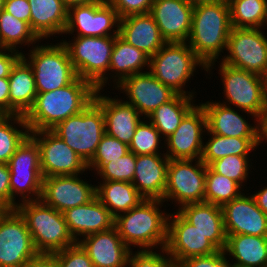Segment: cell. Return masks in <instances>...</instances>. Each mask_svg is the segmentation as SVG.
I'll return each mask as SVG.
<instances>
[{"mask_svg": "<svg viewBox=\"0 0 267 267\" xmlns=\"http://www.w3.org/2000/svg\"><path fill=\"white\" fill-rule=\"evenodd\" d=\"M98 183L100 185H96V197L114 217L138 206L145 199L131 182L100 181Z\"/></svg>", "mask_w": 267, "mask_h": 267, "instance_id": "33", "label": "cell"}, {"mask_svg": "<svg viewBox=\"0 0 267 267\" xmlns=\"http://www.w3.org/2000/svg\"><path fill=\"white\" fill-rule=\"evenodd\" d=\"M30 136L40 149L43 178L78 175L88 171L85 161L51 130L32 131Z\"/></svg>", "mask_w": 267, "mask_h": 267, "instance_id": "14", "label": "cell"}, {"mask_svg": "<svg viewBox=\"0 0 267 267\" xmlns=\"http://www.w3.org/2000/svg\"><path fill=\"white\" fill-rule=\"evenodd\" d=\"M3 10L16 19L27 22L31 27V9L28 0H5Z\"/></svg>", "mask_w": 267, "mask_h": 267, "instance_id": "48", "label": "cell"}, {"mask_svg": "<svg viewBox=\"0 0 267 267\" xmlns=\"http://www.w3.org/2000/svg\"><path fill=\"white\" fill-rule=\"evenodd\" d=\"M149 62L150 57L143 51L127 43L119 35L115 36L109 66L110 73L95 87L96 90H105L103 88L107 87V84L112 87V83L114 84L113 88H115L125 78L137 73L146 72L147 70L149 71ZM144 69L146 70L144 71ZM111 79L113 82L110 81Z\"/></svg>", "mask_w": 267, "mask_h": 267, "instance_id": "27", "label": "cell"}, {"mask_svg": "<svg viewBox=\"0 0 267 267\" xmlns=\"http://www.w3.org/2000/svg\"><path fill=\"white\" fill-rule=\"evenodd\" d=\"M37 253L25 219L6 210L0 217V267H22Z\"/></svg>", "mask_w": 267, "mask_h": 267, "instance_id": "15", "label": "cell"}, {"mask_svg": "<svg viewBox=\"0 0 267 267\" xmlns=\"http://www.w3.org/2000/svg\"><path fill=\"white\" fill-rule=\"evenodd\" d=\"M258 129H259V145L263 142H267V103L266 106L258 119ZM265 140V141H264Z\"/></svg>", "mask_w": 267, "mask_h": 267, "instance_id": "53", "label": "cell"}, {"mask_svg": "<svg viewBox=\"0 0 267 267\" xmlns=\"http://www.w3.org/2000/svg\"><path fill=\"white\" fill-rule=\"evenodd\" d=\"M207 118L202 105L196 104L182 119L177 129L165 141L169 159H200L203 150Z\"/></svg>", "mask_w": 267, "mask_h": 267, "instance_id": "17", "label": "cell"}, {"mask_svg": "<svg viewBox=\"0 0 267 267\" xmlns=\"http://www.w3.org/2000/svg\"><path fill=\"white\" fill-rule=\"evenodd\" d=\"M186 3L192 6L200 5V4H206V3H213L223 0H184Z\"/></svg>", "mask_w": 267, "mask_h": 267, "instance_id": "56", "label": "cell"}, {"mask_svg": "<svg viewBox=\"0 0 267 267\" xmlns=\"http://www.w3.org/2000/svg\"><path fill=\"white\" fill-rule=\"evenodd\" d=\"M26 51H16L0 47V78H8L11 68Z\"/></svg>", "mask_w": 267, "mask_h": 267, "instance_id": "50", "label": "cell"}, {"mask_svg": "<svg viewBox=\"0 0 267 267\" xmlns=\"http://www.w3.org/2000/svg\"><path fill=\"white\" fill-rule=\"evenodd\" d=\"M267 186V185H266ZM260 188L251 196L253 197L256 205L267 215V187Z\"/></svg>", "mask_w": 267, "mask_h": 267, "instance_id": "54", "label": "cell"}, {"mask_svg": "<svg viewBox=\"0 0 267 267\" xmlns=\"http://www.w3.org/2000/svg\"><path fill=\"white\" fill-rule=\"evenodd\" d=\"M231 29L228 0L193 6L192 26L187 44L207 65L208 75L213 72L211 70H216L215 62L219 63L217 60L224 56Z\"/></svg>", "mask_w": 267, "mask_h": 267, "instance_id": "1", "label": "cell"}, {"mask_svg": "<svg viewBox=\"0 0 267 267\" xmlns=\"http://www.w3.org/2000/svg\"><path fill=\"white\" fill-rule=\"evenodd\" d=\"M80 175L43 178L40 200L61 213L90 202L96 196V184H89Z\"/></svg>", "mask_w": 267, "mask_h": 267, "instance_id": "19", "label": "cell"}, {"mask_svg": "<svg viewBox=\"0 0 267 267\" xmlns=\"http://www.w3.org/2000/svg\"><path fill=\"white\" fill-rule=\"evenodd\" d=\"M163 140L165 139L154 125L147 118H143L135 129L132 141L129 144V150L135 155L165 154L162 149V147L165 148V146H162L165 145Z\"/></svg>", "mask_w": 267, "mask_h": 267, "instance_id": "40", "label": "cell"}, {"mask_svg": "<svg viewBox=\"0 0 267 267\" xmlns=\"http://www.w3.org/2000/svg\"><path fill=\"white\" fill-rule=\"evenodd\" d=\"M31 9V29L36 36L47 40L57 35L63 37L68 9L62 0H28Z\"/></svg>", "mask_w": 267, "mask_h": 267, "instance_id": "31", "label": "cell"}, {"mask_svg": "<svg viewBox=\"0 0 267 267\" xmlns=\"http://www.w3.org/2000/svg\"><path fill=\"white\" fill-rule=\"evenodd\" d=\"M168 164L166 154L136 155L132 184L145 199L163 200Z\"/></svg>", "mask_w": 267, "mask_h": 267, "instance_id": "26", "label": "cell"}, {"mask_svg": "<svg viewBox=\"0 0 267 267\" xmlns=\"http://www.w3.org/2000/svg\"><path fill=\"white\" fill-rule=\"evenodd\" d=\"M226 236L224 253L229 258L231 266L267 267V236L246 234Z\"/></svg>", "mask_w": 267, "mask_h": 267, "instance_id": "32", "label": "cell"}, {"mask_svg": "<svg viewBox=\"0 0 267 267\" xmlns=\"http://www.w3.org/2000/svg\"><path fill=\"white\" fill-rule=\"evenodd\" d=\"M163 203L159 199H144L138 206L115 217L114 227L131 250L133 247L137 250L165 248L169 213L160 209Z\"/></svg>", "mask_w": 267, "mask_h": 267, "instance_id": "3", "label": "cell"}, {"mask_svg": "<svg viewBox=\"0 0 267 267\" xmlns=\"http://www.w3.org/2000/svg\"><path fill=\"white\" fill-rule=\"evenodd\" d=\"M245 194L222 206L226 235L267 236V215Z\"/></svg>", "mask_w": 267, "mask_h": 267, "instance_id": "20", "label": "cell"}, {"mask_svg": "<svg viewBox=\"0 0 267 267\" xmlns=\"http://www.w3.org/2000/svg\"><path fill=\"white\" fill-rule=\"evenodd\" d=\"M206 168L201 159H169L163 201L174 202L178 209L204 202Z\"/></svg>", "mask_w": 267, "mask_h": 267, "instance_id": "11", "label": "cell"}, {"mask_svg": "<svg viewBox=\"0 0 267 267\" xmlns=\"http://www.w3.org/2000/svg\"><path fill=\"white\" fill-rule=\"evenodd\" d=\"M29 135L30 130L23 115H0V162L7 164Z\"/></svg>", "mask_w": 267, "mask_h": 267, "instance_id": "37", "label": "cell"}, {"mask_svg": "<svg viewBox=\"0 0 267 267\" xmlns=\"http://www.w3.org/2000/svg\"><path fill=\"white\" fill-rule=\"evenodd\" d=\"M51 131L88 164L105 134L102 108L93 100L79 114L58 123Z\"/></svg>", "mask_w": 267, "mask_h": 267, "instance_id": "7", "label": "cell"}, {"mask_svg": "<svg viewBox=\"0 0 267 267\" xmlns=\"http://www.w3.org/2000/svg\"><path fill=\"white\" fill-rule=\"evenodd\" d=\"M101 92L104 90H96L93 100L102 108L105 133L129 146L137 125L144 117L133 105L126 103L117 95L112 97Z\"/></svg>", "mask_w": 267, "mask_h": 267, "instance_id": "22", "label": "cell"}, {"mask_svg": "<svg viewBox=\"0 0 267 267\" xmlns=\"http://www.w3.org/2000/svg\"><path fill=\"white\" fill-rule=\"evenodd\" d=\"M207 118V130L210 133L226 137L259 138L258 119L251 113L248 118L238 113V109L224 105L216 100L201 101ZM237 110V111H235ZM254 120L251 124L248 119ZM253 125V126H252Z\"/></svg>", "mask_w": 267, "mask_h": 267, "instance_id": "21", "label": "cell"}, {"mask_svg": "<svg viewBox=\"0 0 267 267\" xmlns=\"http://www.w3.org/2000/svg\"><path fill=\"white\" fill-rule=\"evenodd\" d=\"M207 136L204 139L201 161L209 166L212 162L228 155H249L259 148V138L226 137L210 133L206 130Z\"/></svg>", "mask_w": 267, "mask_h": 267, "instance_id": "34", "label": "cell"}, {"mask_svg": "<svg viewBox=\"0 0 267 267\" xmlns=\"http://www.w3.org/2000/svg\"><path fill=\"white\" fill-rule=\"evenodd\" d=\"M159 251V253H158ZM131 250L128 267H178L165 248L159 250Z\"/></svg>", "mask_w": 267, "mask_h": 267, "instance_id": "44", "label": "cell"}, {"mask_svg": "<svg viewBox=\"0 0 267 267\" xmlns=\"http://www.w3.org/2000/svg\"><path fill=\"white\" fill-rule=\"evenodd\" d=\"M63 214L76 242L87 235L114 227L115 217L96 196L86 204L67 209Z\"/></svg>", "mask_w": 267, "mask_h": 267, "instance_id": "25", "label": "cell"}, {"mask_svg": "<svg viewBox=\"0 0 267 267\" xmlns=\"http://www.w3.org/2000/svg\"><path fill=\"white\" fill-rule=\"evenodd\" d=\"M5 0H0V12L4 9Z\"/></svg>", "mask_w": 267, "mask_h": 267, "instance_id": "59", "label": "cell"}, {"mask_svg": "<svg viewBox=\"0 0 267 267\" xmlns=\"http://www.w3.org/2000/svg\"><path fill=\"white\" fill-rule=\"evenodd\" d=\"M264 79H265V99L267 103V74L264 76Z\"/></svg>", "mask_w": 267, "mask_h": 267, "instance_id": "57", "label": "cell"}, {"mask_svg": "<svg viewBox=\"0 0 267 267\" xmlns=\"http://www.w3.org/2000/svg\"><path fill=\"white\" fill-rule=\"evenodd\" d=\"M6 210H7L6 208H4L2 205H0V217L4 214V212Z\"/></svg>", "mask_w": 267, "mask_h": 267, "instance_id": "58", "label": "cell"}, {"mask_svg": "<svg viewBox=\"0 0 267 267\" xmlns=\"http://www.w3.org/2000/svg\"><path fill=\"white\" fill-rule=\"evenodd\" d=\"M165 250L176 263L192 257L211 255L219 251L178 211L168 215Z\"/></svg>", "mask_w": 267, "mask_h": 267, "instance_id": "16", "label": "cell"}, {"mask_svg": "<svg viewBox=\"0 0 267 267\" xmlns=\"http://www.w3.org/2000/svg\"><path fill=\"white\" fill-rule=\"evenodd\" d=\"M267 33L263 28L232 27L222 63L261 76L267 74Z\"/></svg>", "mask_w": 267, "mask_h": 267, "instance_id": "12", "label": "cell"}, {"mask_svg": "<svg viewBox=\"0 0 267 267\" xmlns=\"http://www.w3.org/2000/svg\"><path fill=\"white\" fill-rule=\"evenodd\" d=\"M250 155H228L212 162L209 167L216 173L224 175L230 179H233L240 184L243 189L246 186L245 182L249 179L250 172L253 173L252 161L249 160ZM251 168V170H250ZM250 171V172H249Z\"/></svg>", "mask_w": 267, "mask_h": 267, "instance_id": "41", "label": "cell"}, {"mask_svg": "<svg viewBox=\"0 0 267 267\" xmlns=\"http://www.w3.org/2000/svg\"><path fill=\"white\" fill-rule=\"evenodd\" d=\"M242 188L233 179L218 174L207 166L204 202L222 207L224 204L241 196L244 193Z\"/></svg>", "mask_w": 267, "mask_h": 267, "instance_id": "39", "label": "cell"}, {"mask_svg": "<svg viewBox=\"0 0 267 267\" xmlns=\"http://www.w3.org/2000/svg\"><path fill=\"white\" fill-rule=\"evenodd\" d=\"M136 155L128 152L126 155L103 164L96 172L102 181H133L135 173Z\"/></svg>", "mask_w": 267, "mask_h": 267, "instance_id": "42", "label": "cell"}, {"mask_svg": "<svg viewBox=\"0 0 267 267\" xmlns=\"http://www.w3.org/2000/svg\"><path fill=\"white\" fill-rule=\"evenodd\" d=\"M22 267H59L54 253H37Z\"/></svg>", "mask_w": 267, "mask_h": 267, "instance_id": "51", "label": "cell"}, {"mask_svg": "<svg viewBox=\"0 0 267 267\" xmlns=\"http://www.w3.org/2000/svg\"><path fill=\"white\" fill-rule=\"evenodd\" d=\"M178 267H231L224 251L211 255L192 257L177 263Z\"/></svg>", "mask_w": 267, "mask_h": 267, "instance_id": "47", "label": "cell"}, {"mask_svg": "<svg viewBox=\"0 0 267 267\" xmlns=\"http://www.w3.org/2000/svg\"><path fill=\"white\" fill-rule=\"evenodd\" d=\"M36 44L22 57L30 64L37 93L52 91L71 84L77 74L65 45L57 43ZM27 55V56H26Z\"/></svg>", "mask_w": 267, "mask_h": 267, "instance_id": "6", "label": "cell"}, {"mask_svg": "<svg viewBox=\"0 0 267 267\" xmlns=\"http://www.w3.org/2000/svg\"><path fill=\"white\" fill-rule=\"evenodd\" d=\"M129 151V146L127 144L105 133L98 144L95 155L87 164L89 173L92 170H94V172L97 171L103 164L120 158Z\"/></svg>", "mask_w": 267, "mask_h": 267, "instance_id": "43", "label": "cell"}, {"mask_svg": "<svg viewBox=\"0 0 267 267\" xmlns=\"http://www.w3.org/2000/svg\"><path fill=\"white\" fill-rule=\"evenodd\" d=\"M204 70L207 65L195 54L187 42H167L149 62V72L177 94L195 97L196 91L185 90L186 83L193 79L194 73ZM185 88V89H184Z\"/></svg>", "mask_w": 267, "mask_h": 267, "instance_id": "5", "label": "cell"}, {"mask_svg": "<svg viewBox=\"0 0 267 267\" xmlns=\"http://www.w3.org/2000/svg\"><path fill=\"white\" fill-rule=\"evenodd\" d=\"M117 11L120 19L129 15L149 13L155 0H105Z\"/></svg>", "mask_w": 267, "mask_h": 267, "instance_id": "46", "label": "cell"}, {"mask_svg": "<svg viewBox=\"0 0 267 267\" xmlns=\"http://www.w3.org/2000/svg\"><path fill=\"white\" fill-rule=\"evenodd\" d=\"M10 115L25 116L32 108L36 95V83L30 64L21 56L9 74Z\"/></svg>", "mask_w": 267, "mask_h": 267, "instance_id": "30", "label": "cell"}, {"mask_svg": "<svg viewBox=\"0 0 267 267\" xmlns=\"http://www.w3.org/2000/svg\"><path fill=\"white\" fill-rule=\"evenodd\" d=\"M10 170L7 164L0 162V205L11 210Z\"/></svg>", "mask_w": 267, "mask_h": 267, "instance_id": "49", "label": "cell"}, {"mask_svg": "<svg viewBox=\"0 0 267 267\" xmlns=\"http://www.w3.org/2000/svg\"><path fill=\"white\" fill-rule=\"evenodd\" d=\"M232 27L264 28L267 0H228Z\"/></svg>", "mask_w": 267, "mask_h": 267, "instance_id": "38", "label": "cell"}, {"mask_svg": "<svg viewBox=\"0 0 267 267\" xmlns=\"http://www.w3.org/2000/svg\"><path fill=\"white\" fill-rule=\"evenodd\" d=\"M119 22L117 11L105 0L73 6L68 9L67 24L63 34H72L73 37L118 36Z\"/></svg>", "mask_w": 267, "mask_h": 267, "instance_id": "13", "label": "cell"}, {"mask_svg": "<svg viewBox=\"0 0 267 267\" xmlns=\"http://www.w3.org/2000/svg\"><path fill=\"white\" fill-rule=\"evenodd\" d=\"M104 0H62L64 6L69 9L73 6L87 5L92 3L102 2Z\"/></svg>", "mask_w": 267, "mask_h": 267, "instance_id": "55", "label": "cell"}, {"mask_svg": "<svg viewBox=\"0 0 267 267\" xmlns=\"http://www.w3.org/2000/svg\"><path fill=\"white\" fill-rule=\"evenodd\" d=\"M78 243L87 252L93 267H128L131 249L115 227L83 237Z\"/></svg>", "mask_w": 267, "mask_h": 267, "instance_id": "24", "label": "cell"}, {"mask_svg": "<svg viewBox=\"0 0 267 267\" xmlns=\"http://www.w3.org/2000/svg\"><path fill=\"white\" fill-rule=\"evenodd\" d=\"M16 210L25 219L38 253H55L77 243L64 214L41 200L19 203Z\"/></svg>", "mask_w": 267, "mask_h": 267, "instance_id": "4", "label": "cell"}, {"mask_svg": "<svg viewBox=\"0 0 267 267\" xmlns=\"http://www.w3.org/2000/svg\"><path fill=\"white\" fill-rule=\"evenodd\" d=\"M176 211L205 235L219 250L224 251L227 236L221 206L207 202L191 203L183 205Z\"/></svg>", "mask_w": 267, "mask_h": 267, "instance_id": "29", "label": "cell"}, {"mask_svg": "<svg viewBox=\"0 0 267 267\" xmlns=\"http://www.w3.org/2000/svg\"><path fill=\"white\" fill-rule=\"evenodd\" d=\"M68 50L70 60L77 74L96 87L109 73L115 36L72 37L61 40Z\"/></svg>", "mask_w": 267, "mask_h": 267, "instance_id": "10", "label": "cell"}, {"mask_svg": "<svg viewBox=\"0 0 267 267\" xmlns=\"http://www.w3.org/2000/svg\"><path fill=\"white\" fill-rule=\"evenodd\" d=\"M264 26H265V27H264L263 29H264V30L267 29V28H266V26H267V17H266V21H265Z\"/></svg>", "mask_w": 267, "mask_h": 267, "instance_id": "60", "label": "cell"}, {"mask_svg": "<svg viewBox=\"0 0 267 267\" xmlns=\"http://www.w3.org/2000/svg\"><path fill=\"white\" fill-rule=\"evenodd\" d=\"M38 42L41 43V40L32 31L27 22L16 19L4 10L0 12L1 48L19 51L18 49L22 48V46L32 48Z\"/></svg>", "mask_w": 267, "mask_h": 267, "instance_id": "36", "label": "cell"}, {"mask_svg": "<svg viewBox=\"0 0 267 267\" xmlns=\"http://www.w3.org/2000/svg\"><path fill=\"white\" fill-rule=\"evenodd\" d=\"M54 254L59 267H93L87 252L78 242Z\"/></svg>", "mask_w": 267, "mask_h": 267, "instance_id": "45", "label": "cell"}, {"mask_svg": "<svg viewBox=\"0 0 267 267\" xmlns=\"http://www.w3.org/2000/svg\"><path fill=\"white\" fill-rule=\"evenodd\" d=\"M116 89L125 94L123 100L133 105L139 114L146 118L162 104L172 100L177 93L161 83L149 71L125 78Z\"/></svg>", "mask_w": 267, "mask_h": 267, "instance_id": "18", "label": "cell"}, {"mask_svg": "<svg viewBox=\"0 0 267 267\" xmlns=\"http://www.w3.org/2000/svg\"><path fill=\"white\" fill-rule=\"evenodd\" d=\"M166 42H187L193 6L184 0H155L149 12Z\"/></svg>", "mask_w": 267, "mask_h": 267, "instance_id": "23", "label": "cell"}, {"mask_svg": "<svg viewBox=\"0 0 267 267\" xmlns=\"http://www.w3.org/2000/svg\"><path fill=\"white\" fill-rule=\"evenodd\" d=\"M0 115H10L8 78H0Z\"/></svg>", "mask_w": 267, "mask_h": 267, "instance_id": "52", "label": "cell"}, {"mask_svg": "<svg viewBox=\"0 0 267 267\" xmlns=\"http://www.w3.org/2000/svg\"><path fill=\"white\" fill-rule=\"evenodd\" d=\"M7 165L10 170L11 210L16 209L19 203L40 200L43 185L40 149L30 135L17 148ZM16 197L20 199L17 201Z\"/></svg>", "mask_w": 267, "mask_h": 267, "instance_id": "8", "label": "cell"}, {"mask_svg": "<svg viewBox=\"0 0 267 267\" xmlns=\"http://www.w3.org/2000/svg\"><path fill=\"white\" fill-rule=\"evenodd\" d=\"M195 98L177 94L172 100L159 106L146 118L166 139L177 129L184 116L197 104Z\"/></svg>", "mask_w": 267, "mask_h": 267, "instance_id": "35", "label": "cell"}, {"mask_svg": "<svg viewBox=\"0 0 267 267\" xmlns=\"http://www.w3.org/2000/svg\"><path fill=\"white\" fill-rule=\"evenodd\" d=\"M217 68L226 101L218 102L230 107L233 105L242 110L241 114L251 113L259 119L266 106L264 77L222 62Z\"/></svg>", "mask_w": 267, "mask_h": 267, "instance_id": "9", "label": "cell"}, {"mask_svg": "<svg viewBox=\"0 0 267 267\" xmlns=\"http://www.w3.org/2000/svg\"><path fill=\"white\" fill-rule=\"evenodd\" d=\"M96 88L77 77L71 84L37 93L32 108L24 116L30 132L51 130L68 117L79 114L93 101Z\"/></svg>", "mask_w": 267, "mask_h": 267, "instance_id": "2", "label": "cell"}, {"mask_svg": "<svg viewBox=\"0 0 267 267\" xmlns=\"http://www.w3.org/2000/svg\"><path fill=\"white\" fill-rule=\"evenodd\" d=\"M119 36L149 57L155 55L167 43L150 13L121 18Z\"/></svg>", "mask_w": 267, "mask_h": 267, "instance_id": "28", "label": "cell"}]
</instances>
